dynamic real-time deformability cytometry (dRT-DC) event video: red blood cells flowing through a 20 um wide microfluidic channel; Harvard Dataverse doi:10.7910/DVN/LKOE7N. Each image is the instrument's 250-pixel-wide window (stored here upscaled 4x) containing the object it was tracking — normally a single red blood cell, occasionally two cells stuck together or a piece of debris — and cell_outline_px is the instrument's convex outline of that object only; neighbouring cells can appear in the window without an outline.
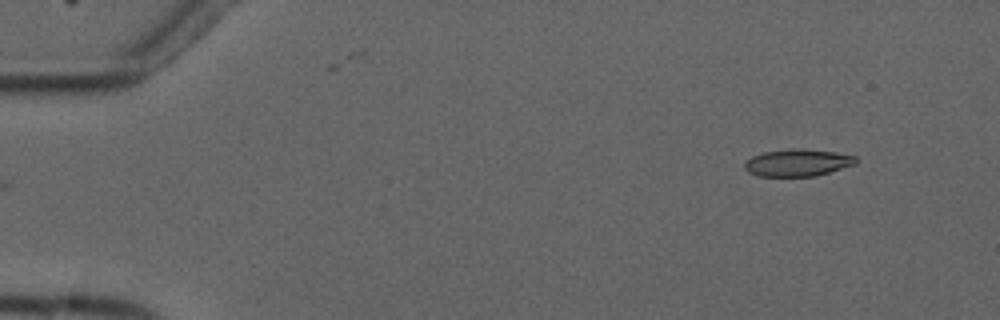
{"species": "common noctule bat (a hibernating species)", "species_latin": "Nyctalus noctula", "temperature_condition": "cold", "stored_images_in_passage": 5, "camera_frame_rate_fps": 3000, "um_per_image_px": 0.085, "animal": {"sex": "male", "forearm_length_mm": 52.5}, "frame": {"image": 1, "passage_image": 2, "time_ms": 1.333, "image_size_px": [1000, 320], "cell_outline_px": [[860, 160], [856, 164], [816, 176], [756, 176], [748, 172], [744, 168], [744, 164], [752, 156], [764, 152], [792, 148], [800, 148], [836, 152], [856, 156]], "centroid_in_image_um": [67.83, 13.82], "position_along_channel_um": 17.2, "area_um2": 17.74}}
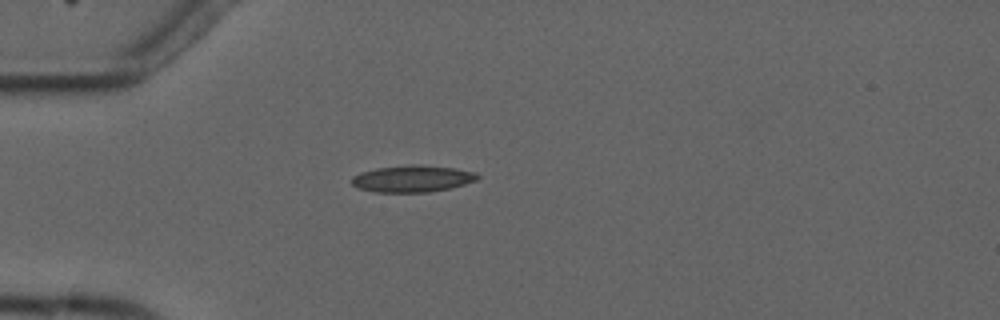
{"frame": {"image": 2, "passage_image": 4, "time_ms": 4.667, "image_size_px": [1000, 320], "cell_outline_px": [[480, 176], [476, 180], [464, 184], [448, 188], [428, 192], [372, 192], [356, 188], [352, 184], [352, 176], [360, 172], [376, 168], [456, 168], [476, 172]], "centroid_in_image_um": [35.0, 15.25], "position_along_channel_um": 50.0, "area_um2": 18.5}}